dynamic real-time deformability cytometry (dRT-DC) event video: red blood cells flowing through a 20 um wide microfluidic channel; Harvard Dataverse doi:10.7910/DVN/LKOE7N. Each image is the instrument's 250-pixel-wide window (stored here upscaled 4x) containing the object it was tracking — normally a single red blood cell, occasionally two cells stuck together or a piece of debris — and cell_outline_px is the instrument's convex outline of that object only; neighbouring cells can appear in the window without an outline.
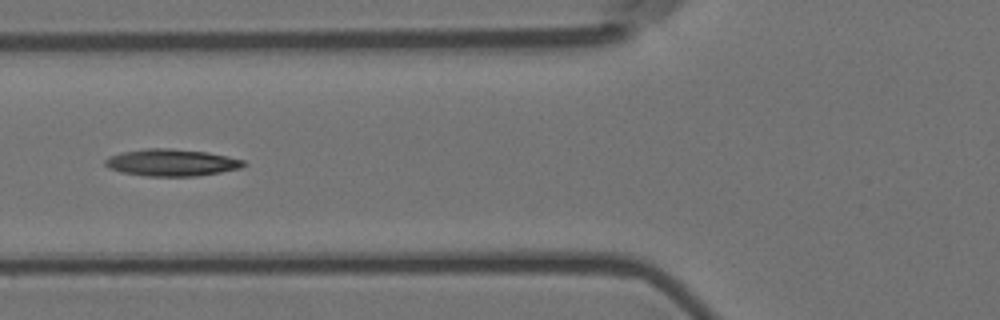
{"species": "Egyptian fruit bat (a non-hibernating species)", "species_latin": "Rousettus aegyptiacus", "temperature_condition": "room temperature", "stored_images_in_passage": 24, "camera_frame_rate_fps": 3000, "um_per_image_px": 0.085, "animal": {"sex": "female"}, "frame": {"image": 1, "passage_image": 5, "time_ms": 1.333, "image_size_px": [1000, 320], "cell_outline_px": [[248, 164], [240, 168], [220, 172], [196, 176], [144, 176], [120, 172], [108, 168], [104, 164], [104, 160], [112, 156], [124, 152], [148, 148], [168, 148], [204, 152], [228, 156], [244, 160]], "centroid_in_image_um": [14.59, 13.83], "position_along_channel_um": 111.2, "area_um2": 21.62}}
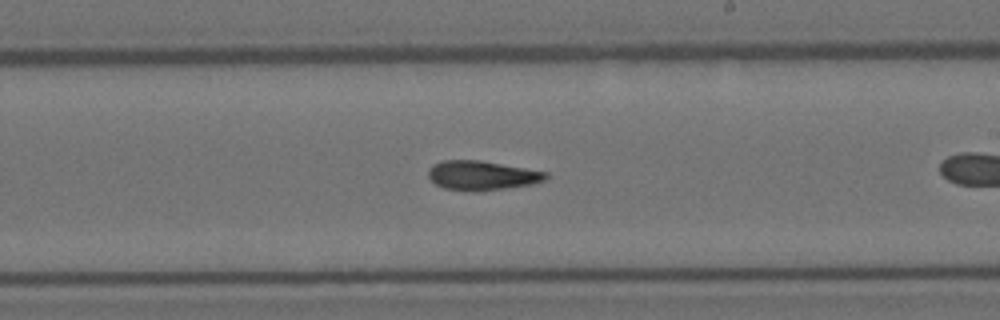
{"frame": {"image": 2, "passage_image": 11, "time_ms": 3.333, "image_size_px": [1000, 320], "cell_outline_px": [[548, 176], [544, 180], [532, 184], [476, 192], [472, 192], [444, 188], [436, 184], [428, 176], [428, 168], [432, 164], [444, 160], [480, 160], [548, 172]], "centroid_in_image_um": [40.93, 14.91], "position_along_channel_um": 248.1, "area_um2": 20.11}}
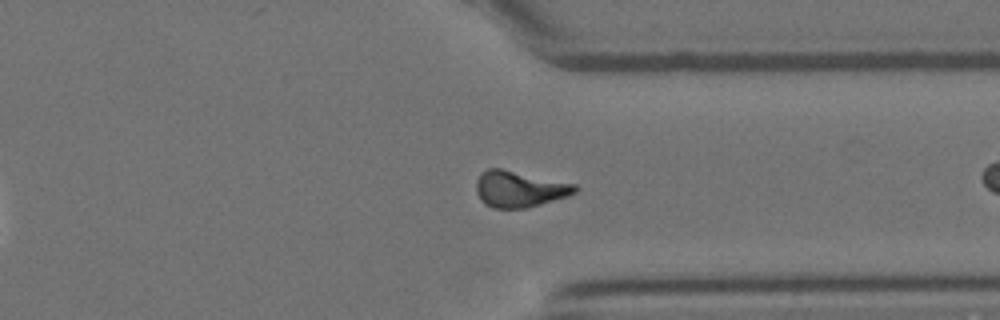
{"frame": {"image": 3, "passage_image": 21, "time_ms": 6.667, "image_size_px": [1000, 320], "cell_outline_px": [[580, 188], [576, 192], [568, 196], [540, 204], [524, 208], [492, 208], [484, 204], [480, 200], [476, 192], [476, 180], [480, 172], [488, 168], [500, 168], [576, 184]], "centroid_in_image_um": [44.12, 16.06], "position_along_channel_um": 367.3, "area_um2": 20.98}}